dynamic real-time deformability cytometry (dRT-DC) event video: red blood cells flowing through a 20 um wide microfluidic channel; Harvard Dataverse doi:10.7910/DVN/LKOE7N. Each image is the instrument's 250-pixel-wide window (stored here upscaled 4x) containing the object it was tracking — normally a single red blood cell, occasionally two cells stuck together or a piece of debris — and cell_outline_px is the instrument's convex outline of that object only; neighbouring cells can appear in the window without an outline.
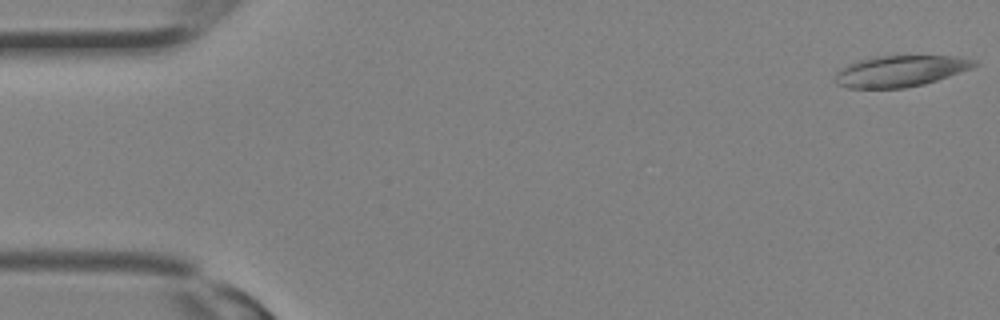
{"species": "Egyptian fruit bat (a non-hibernating species)", "species_latin": "Rousettus aegyptiacus", "temperature_condition": "room temperature", "stored_images_in_passage": 8, "camera_frame_rate_fps": 3000, "um_per_image_px": 0.085, "animal": {"sex": "female"}, "frame": {"image": 1, "passage_image": 1, "time_ms": 0.0, "image_size_px": [1000, 320], "cell_outline_px": [[980, 64], [972, 68], [924, 84], [904, 88], [848, 88], [836, 84], [832, 80], [836, 72], [840, 68], [848, 64], [860, 60], [876, 56], [956, 56], [976, 60]], "centroid_in_image_um": [76.49, 6.04], "position_along_channel_um": 8.5, "area_um2": 25.37}}